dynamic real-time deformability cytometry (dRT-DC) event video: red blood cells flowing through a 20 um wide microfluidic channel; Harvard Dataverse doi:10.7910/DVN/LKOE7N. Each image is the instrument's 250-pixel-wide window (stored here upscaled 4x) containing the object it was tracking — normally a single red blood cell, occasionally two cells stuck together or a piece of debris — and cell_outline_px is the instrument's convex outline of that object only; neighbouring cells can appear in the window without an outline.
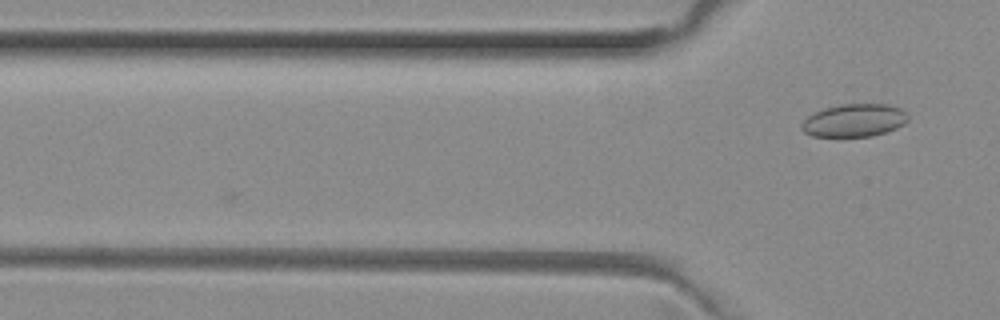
{"species": "common noctule bat (a hibernating species)", "species_latin": "Nyctalus noctula", "temperature_condition": "room temperature", "stored_images_in_passage": 4, "camera_frame_rate_fps": 3000, "um_per_image_px": 0.085, "animal": {"sex": "female", "body_mass_g": 29.2, "forearm_length_mm": 56.3}, "frame": {"image": 1, "passage_image": 4, "time_ms": 1.0, "image_size_px": [1000, 320], "cell_outline_px": [[908, 120], [904, 124], [896, 128], [872, 136], [812, 136], [804, 132], [800, 128], [800, 124], [808, 116], [824, 108], [848, 100], [852, 100], [888, 104], [900, 108], [908, 116]], "centroid_in_image_um": [72.6, 10.17], "position_along_channel_um": 53.2, "area_um2": 21.15}}